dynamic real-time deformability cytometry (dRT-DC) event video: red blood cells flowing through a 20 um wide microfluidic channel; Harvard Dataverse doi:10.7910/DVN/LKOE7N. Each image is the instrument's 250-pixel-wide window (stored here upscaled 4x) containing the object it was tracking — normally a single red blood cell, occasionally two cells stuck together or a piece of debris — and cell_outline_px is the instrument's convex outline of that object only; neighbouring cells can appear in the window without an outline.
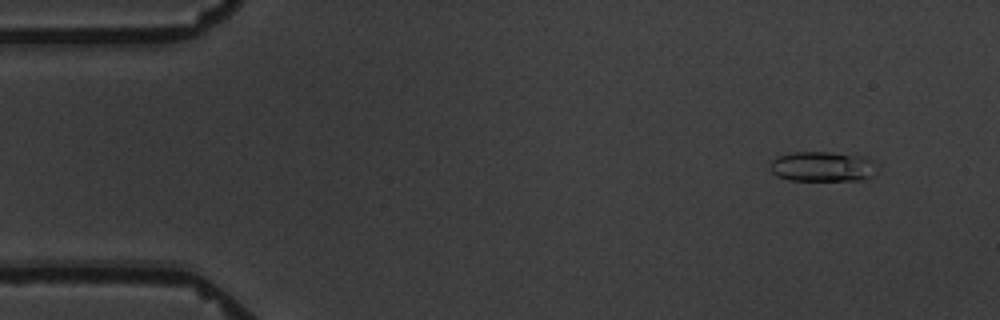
{"species": "common noctule bat (a hibernating species)", "species_latin": "Nyctalus noctula", "temperature_condition": "warm", "stored_images_in_passage": 5, "camera_frame_rate_fps": 3000, "um_per_image_px": 0.085, "animal": {"sex": "male", "body_mass_g": 19.5, "forearm_length_mm": 54.6}, "frame": {"image": 1, "passage_image": 2, "time_ms": 1.0, "image_size_px": [1000, 320], "cell_outline_px": [[880, 168], [872, 176], [860, 180], [788, 180], [776, 176], [768, 168], [768, 164], [776, 156], [792, 152], [828, 152], [864, 156], [872, 160]], "centroid_in_image_um": [69.9, 14.15], "position_along_channel_um": 15.1, "area_um2": 19.13}}